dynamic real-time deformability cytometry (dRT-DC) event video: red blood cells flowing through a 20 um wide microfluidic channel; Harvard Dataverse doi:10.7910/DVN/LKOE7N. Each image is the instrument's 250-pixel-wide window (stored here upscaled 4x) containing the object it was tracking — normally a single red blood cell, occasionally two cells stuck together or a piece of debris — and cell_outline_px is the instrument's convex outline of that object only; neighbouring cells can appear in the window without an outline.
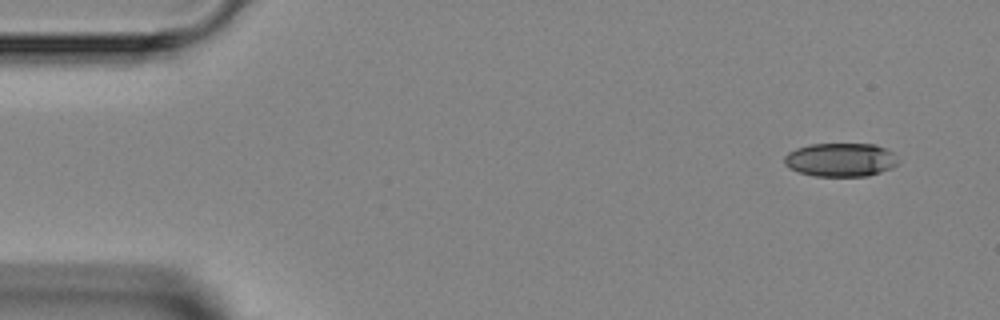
{"species": "Egyptian fruit bat (a non-hibernating species)", "species_latin": "Rousettus aegyptiacus", "temperature_condition": "room temperature", "stored_images_in_passage": 3, "camera_frame_rate_fps": 3000, "um_per_image_px": 0.085, "animal": {"sex": "female"}, "frame": {"image": 1, "passage_image": 1, "time_ms": 0.0, "image_size_px": [1000, 320], "cell_outline_px": [[900, 160], [892, 168], [868, 176], [812, 176], [788, 168], [784, 164], [784, 156], [788, 152], [796, 148], [808, 144], [876, 144], [892, 152]], "centroid_in_image_um": [71.43, 13.58], "position_along_channel_um": 13.6, "area_um2": 22.48}}